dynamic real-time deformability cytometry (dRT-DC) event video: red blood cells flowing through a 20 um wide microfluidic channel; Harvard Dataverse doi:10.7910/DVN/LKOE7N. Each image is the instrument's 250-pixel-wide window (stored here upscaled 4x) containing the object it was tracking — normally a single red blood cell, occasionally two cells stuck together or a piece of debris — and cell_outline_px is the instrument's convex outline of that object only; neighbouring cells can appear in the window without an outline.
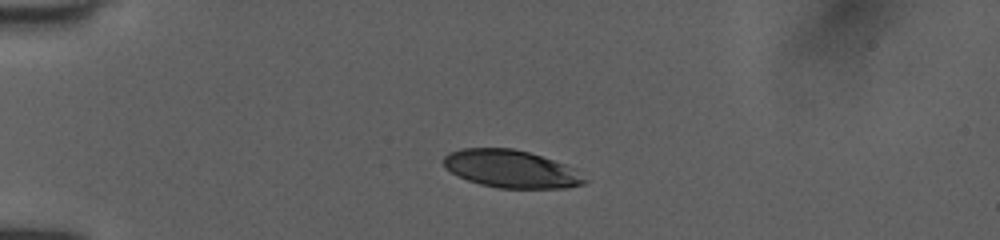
{"species": "human", "species_latin": "Homo sapiens", "temperature_condition": "room temperature", "stored_images_in_passage": 39, "camera_frame_rate_fps": 3000, "um_per_image_px": 0.085, "donor": {"sex": "female"}, "frame": {"image": 1, "passage_image": 1, "time_ms": 0.0, "image_size_px": [1000, 240], "cell_outline_px": [[588, 180], [584, 184], [568, 188], [496, 188], [480, 184], [468, 180], [444, 168], [440, 160], [448, 152], [460, 148], [512, 148], [528, 152], [576, 168]], "centroid_in_image_um": [43.42, 14.36], "position_along_channel_um": 41.6, "area_um2": 31.21}}
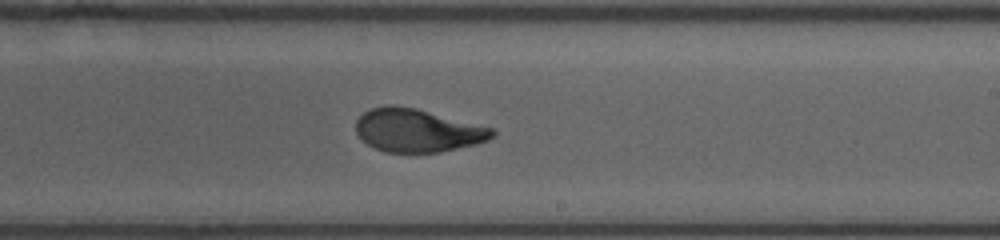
{"frame": {"image": 2, "passage_image": 20, "time_ms": 6.333, "image_size_px": [1000, 240], "cell_outline_px": [[496, 132], [488, 140], [476, 144], [440, 152], [384, 152], [368, 144], [356, 132], [356, 120], [364, 112], [372, 108], [388, 104], [392, 104], [416, 108], [496, 128]], "centroid_in_image_um": [35.51, 11.07], "position_along_channel_um": 253.5, "area_um2": 34.33}}
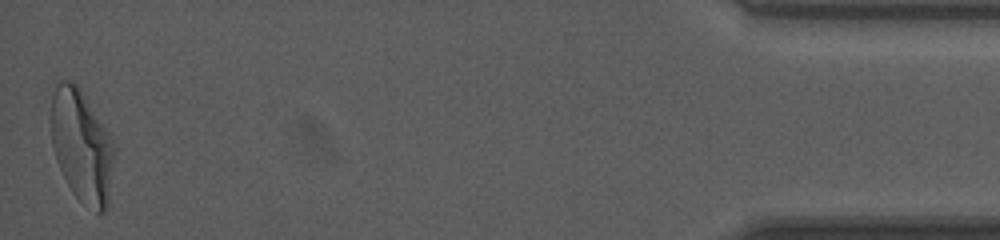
{"frame": {"image": 3, "passage_image": 39, "time_ms": 12.667, "image_size_px": [1000, 240], "cell_outline_px": [[116, 144], [108, 208], [100, 216], [80, 200], [72, 192], [56, 160], [52, 144], [48, 116], [52, 96], [56, 80], [72, 80], [80, 88], [112, 136]], "centroid_in_image_um": [6.95, 12.38], "position_along_channel_um": 428.3, "area_um2": 42.66}, "authors_computed_cell_mechanics": {"area_um2": 34.7378, "velocity_mm_per_s": 4.0372, "shape_relaxation_time_tau1_ms": 4.5386, "shape_relaxation_time_tau2_ms": 0.7818, "deformation_change_tau1": 0.1791, "deformation_change_tau2": 0.0598}}